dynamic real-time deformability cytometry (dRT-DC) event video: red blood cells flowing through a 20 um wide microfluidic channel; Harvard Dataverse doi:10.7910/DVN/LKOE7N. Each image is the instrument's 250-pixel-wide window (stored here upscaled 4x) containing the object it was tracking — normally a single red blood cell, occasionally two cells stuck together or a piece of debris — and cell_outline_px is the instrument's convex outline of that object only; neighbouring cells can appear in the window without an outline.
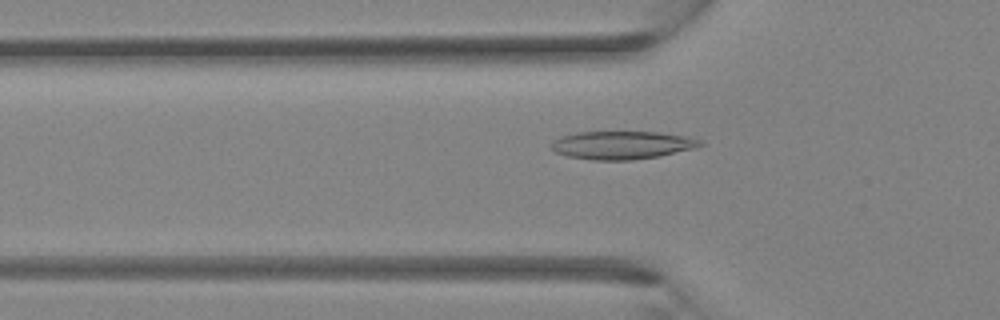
{"species": "Egyptian fruit bat (a non-hibernating species)", "species_latin": "Rousettus aegyptiacus", "temperature_condition": "room temperature", "stored_images_in_passage": 31, "camera_frame_rate_fps": 3000, "um_per_image_px": 0.085, "animal": {"sex": "female"}, "frame": {"image": 1, "passage_image": 4, "time_ms": 1.0, "image_size_px": [1000, 320], "cell_outline_px": [[704, 144], [692, 148], [660, 156], [632, 160], [592, 160], [568, 156], [556, 152], [548, 148], [552, 140], [560, 136], [576, 132], [660, 132], [684, 136], [700, 140]], "centroid_in_image_um": [52.78, 12.33], "position_along_channel_um": 73.0, "area_um2": 24.39}}
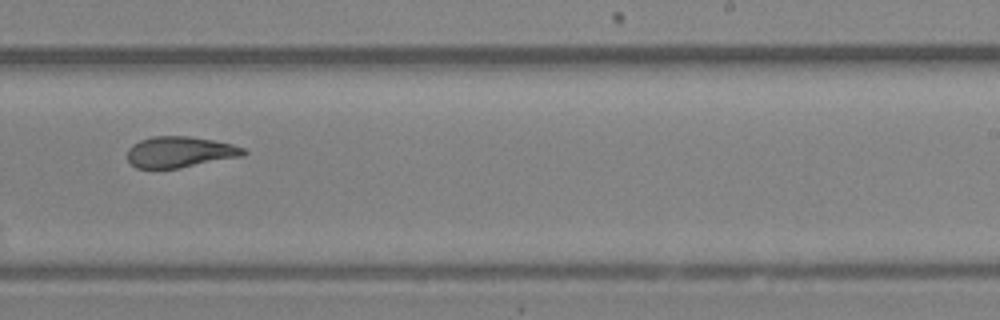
{"frame": {"image": 2, "passage_image": 16, "time_ms": 5.0, "image_size_px": [1000, 320], "cell_outline_px": [[248, 152], [244, 156], [180, 168], [136, 168], [128, 160], [128, 148], [132, 144], [140, 140], [152, 136], [188, 136], [212, 140], [232, 144], [244, 148]], "centroid_in_image_um": [15.31, 12.92], "position_along_channel_um": 273.7, "area_um2": 21.04}}
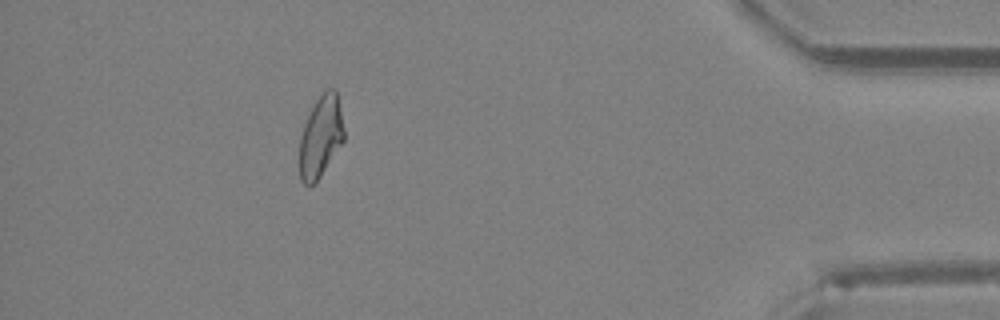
{"frame": {"image": 3, "passage_image": 27, "time_ms": 8.667, "image_size_px": [1000, 320], "cell_outline_px": [[344, 140], [320, 176], [312, 184], [304, 184], [300, 180], [300, 136], [304, 124], [320, 92], [328, 88], [336, 88], [344, 128]], "centroid_in_image_um": [27.27, 11.56], "position_along_channel_um": 407.9, "area_um2": 20.92}}